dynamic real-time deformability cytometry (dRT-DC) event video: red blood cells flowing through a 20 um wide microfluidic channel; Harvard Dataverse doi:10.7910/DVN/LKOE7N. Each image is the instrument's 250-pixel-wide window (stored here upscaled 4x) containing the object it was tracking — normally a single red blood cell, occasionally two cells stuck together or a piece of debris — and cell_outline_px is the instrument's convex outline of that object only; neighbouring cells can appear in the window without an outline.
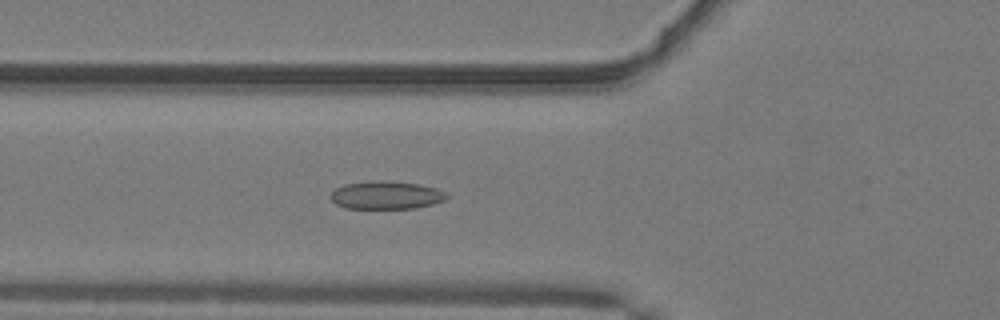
{"species": "common noctule bat (a hibernating species)", "species_latin": "Nyctalus noctula", "temperature_condition": "warm", "stored_images_in_passage": 50, "camera_frame_rate_fps": 3000, "um_per_image_px": 0.085, "animal": {"sex": "male", "body_mass_g": 19.2, "forearm_length_mm": 51.8}, "frame": {"image": 1, "passage_image": 18, "time_ms": 5.667, "image_size_px": [1000, 320], "cell_outline_px": [[448, 196], [444, 200], [432, 204], [416, 208], [344, 208], [336, 204], [328, 196], [336, 188], [344, 184], [376, 180], [384, 180], [420, 184], [436, 188], [444, 192]], "centroid_in_image_um": [32.79, 16.58], "position_along_channel_um": 93.0, "area_um2": 18.96}}
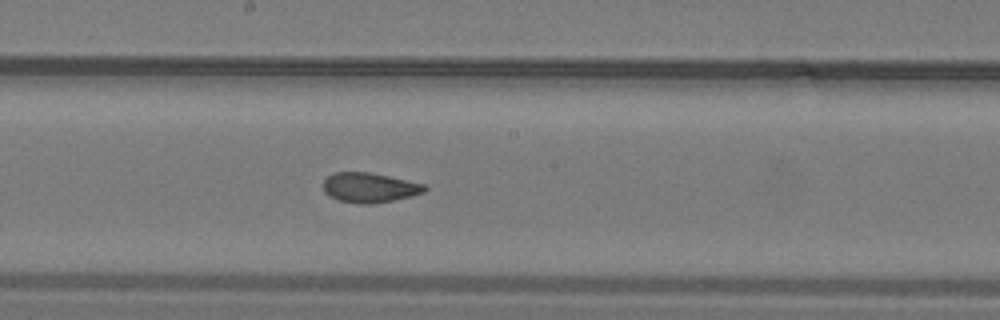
{"frame": {"image": 2, "passage_image": 27, "time_ms": 8.667, "image_size_px": [1000, 320], "cell_outline_px": [[428, 188], [424, 192], [392, 200], [372, 204], [360, 204], [340, 200], [328, 196], [324, 192], [324, 180], [332, 172], [368, 172], [388, 176], [424, 184]], "centroid_in_image_um": [31.37, 15.94], "position_along_channel_um": 216.8, "area_um2": 17.4}}
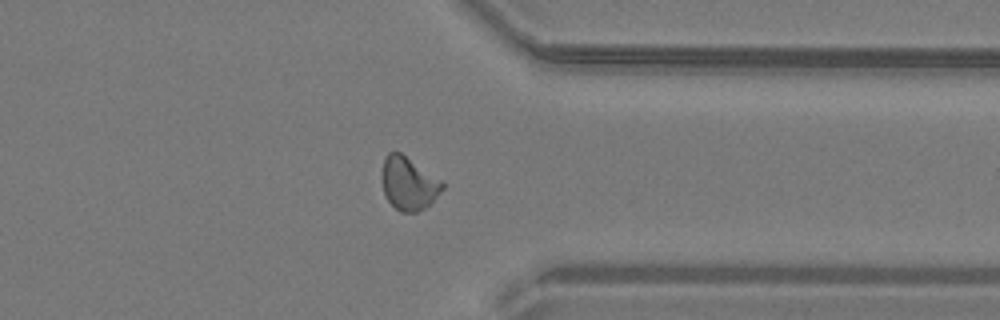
{"frame": {"image": 3, "passage_image": 39, "time_ms": 12.667, "image_size_px": [1000, 320], "cell_outline_px": [[444, 188], [424, 208], [416, 212], [400, 212], [388, 200], [384, 192], [380, 176], [380, 172], [384, 156], [388, 152], [400, 152], [444, 180]], "centroid_in_image_um": [34.71, 15.55], "position_along_channel_um": 376.7, "area_um2": 18.96}, "authors_computed_cell_mechanics": {"area_um2": 18.6116, "velocity_mm_per_s": 4.1, "shape_relaxation_time_tau1_ms": null, "shape_relaxation_time_tau2_ms": 1.4269, "deformation_change_tau1": null, "deformation_change_tau2": 0.0755}}